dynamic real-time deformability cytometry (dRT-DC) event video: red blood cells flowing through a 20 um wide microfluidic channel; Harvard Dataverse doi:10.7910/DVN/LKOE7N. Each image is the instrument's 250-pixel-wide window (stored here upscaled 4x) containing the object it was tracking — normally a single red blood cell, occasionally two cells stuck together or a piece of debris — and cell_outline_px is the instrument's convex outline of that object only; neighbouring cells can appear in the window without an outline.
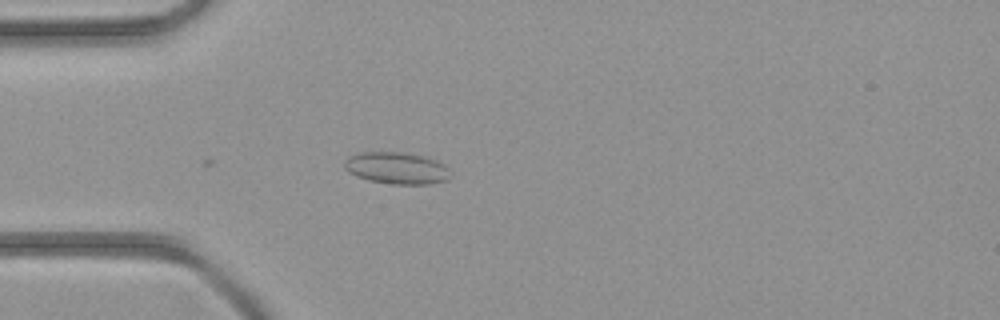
{"species": "common noctule bat (a hibernating species)", "species_latin": "Nyctalus noctula", "temperature_condition": "room temperature", "stored_images_in_passage": 6, "camera_frame_rate_fps": 3000, "um_per_image_px": 0.085, "animal": {"sex": "female", "body_mass_g": 21.9}, "frame": {"image": 1, "passage_image": 6, "time_ms": 1.667, "image_size_px": [1000, 320], "cell_outline_px": [[452, 176], [448, 180], [432, 184], [392, 184], [368, 180], [356, 176], [348, 172], [344, 168], [344, 164], [348, 156], [360, 152], [404, 152], [424, 156], [436, 160], [444, 164], [448, 168]], "centroid_in_image_um": [33.74, 14.29], "position_along_channel_um": 51.3, "area_um2": 19.94}}